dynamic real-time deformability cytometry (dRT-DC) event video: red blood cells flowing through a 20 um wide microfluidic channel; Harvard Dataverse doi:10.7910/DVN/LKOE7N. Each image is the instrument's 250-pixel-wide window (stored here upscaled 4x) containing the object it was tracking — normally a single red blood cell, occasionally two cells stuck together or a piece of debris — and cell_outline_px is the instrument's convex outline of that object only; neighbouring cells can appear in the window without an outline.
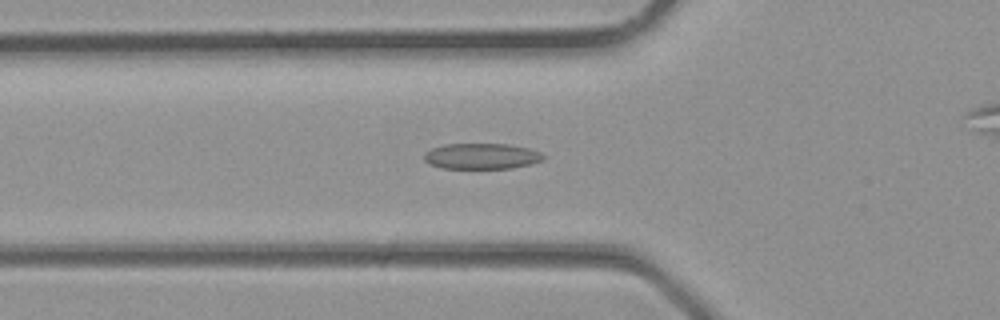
{"species": "common noctule bat (a hibernating species)", "species_latin": "Nyctalus noctula", "temperature_condition": "room temperature", "stored_images_in_passage": 19, "camera_frame_rate_fps": 3000, "um_per_image_px": 0.085, "animal": {"sex": "male", "body_mass_g": 23.1, "forearm_length_mm": 52.7}, "frame": {"image": 1, "passage_image": 2, "time_ms": 0.333, "image_size_px": [1000, 320], "cell_outline_px": [[544, 160], [532, 164], [512, 168], [440, 168], [428, 164], [424, 160], [424, 152], [432, 148], [444, 144], [508, 144], [528, 148], [540, 152], [544, 156]], "centroid_in_image_um": [40.92, 13.28], "position_along_channel_um": 84.9, "area_um2": 18.03}}
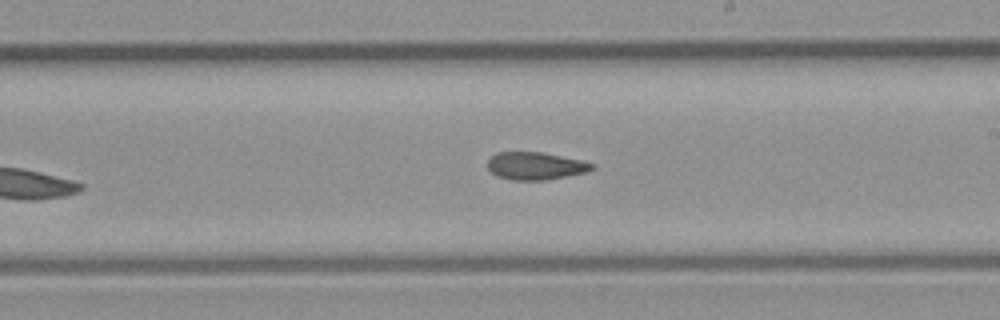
{"frame": {"image": 2, "passage_image": 10, "time_ms": 3.0, "image_size_px": [1000, 320], "cell_outline_px": [[596, 168], [584, 172], [544, 180], [512, 180], [496, 176], [488, 168], [488, 160], [496, 152], [540, 152], [580, 160], [596, 164]], "centroid_in_image_um": [45.49, 14.1], "position_along_channel_um": 243.5, "area_um2": 16.59}}
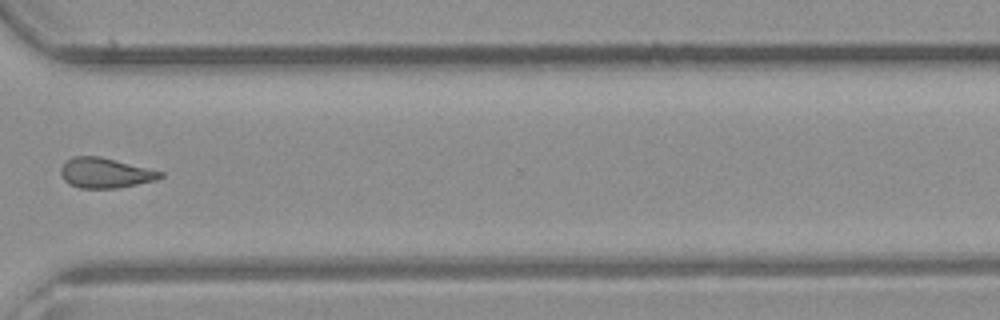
{"frame": {"image": 3, "passage_image": 16, "time_ms": 5.0, "image_size_px": [1000, 320], "cell_outline_px": [[164, 176], [156, 180], [120, 188], [80, 188], [68, 184], [64, 180], [60, 172], [60, 168], [72, 156], [100, 156], [164, 172]], "centroid_in_image_um": [8.95, 14.7], "position_along_channel_um": 361.6, "area_um2": 17.51}}